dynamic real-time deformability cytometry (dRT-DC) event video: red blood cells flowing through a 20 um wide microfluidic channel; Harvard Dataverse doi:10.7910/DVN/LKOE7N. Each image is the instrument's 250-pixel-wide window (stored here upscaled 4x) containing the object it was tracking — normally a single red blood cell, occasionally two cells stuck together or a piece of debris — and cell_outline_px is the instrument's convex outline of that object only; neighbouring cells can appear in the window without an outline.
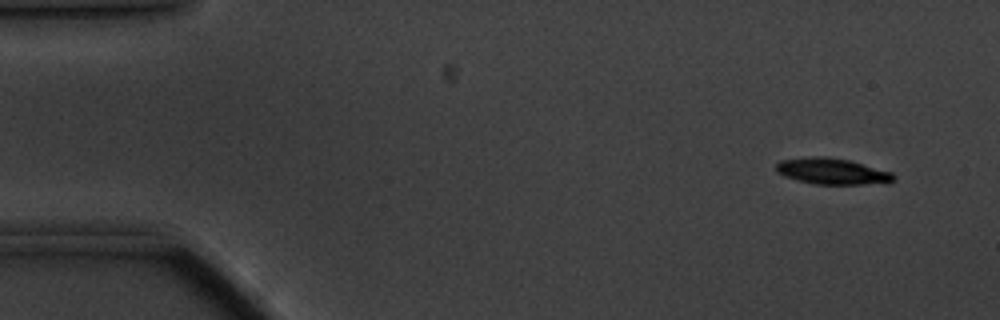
{"species": "common noctule bat (a hibernating species)", "species_latin": "Nyctalus noctula", "temperature_condition": "cold", "stored_images_in_passage": 57, "camera_frame_rate_fps": 3000, "um_per_image_px": 0.085, "animal": {"sex": "male", "body_mass_g": 20.1, "forearm_length_mm": 53.5}, "frame": {"image": 1, "passage_image": 4, "time_ms": 1.0, "image_size_px": [1000, 320], "cell_outline_px": [[896, 180], [888, 184], [816, 184], [796, 180], [784, 176], [776, 172], [776, 164], [780, 160], [812, 156], [828, 156], [848, 160], [892, 172], [896, 176]], "centroid_in_image_um": [70.77, 14.57], "position_along_channel_um": 14.2, "area_um2": 18.15}}
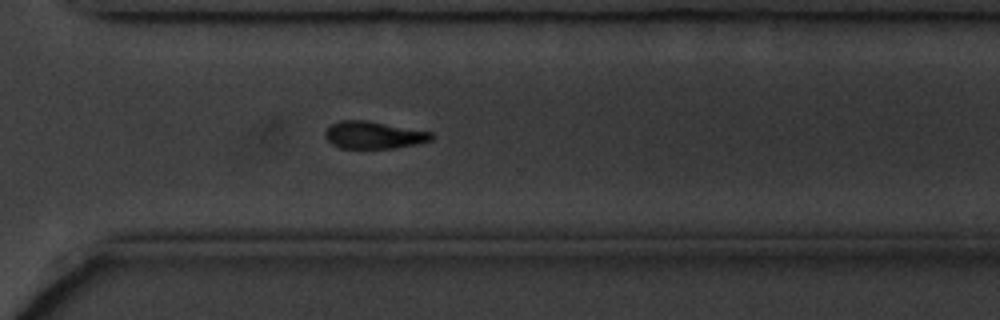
{"frame": {"image": 2, "passage_image": 41, "time_ms": 13.333, "image_size_px": [1000, 320], "cell_outline_px": [[436, 136], [432, 140], [416, 144], [392, 148], [340, 148], [332, 144], [324, 136], [324, 132], [332, 124], [340, 120], [364, 120], [432, 132]], "centroid_in_image_um": [31.77, 11.48], "position_along_channel_um": 338.8, "area_um2": 16.82}}
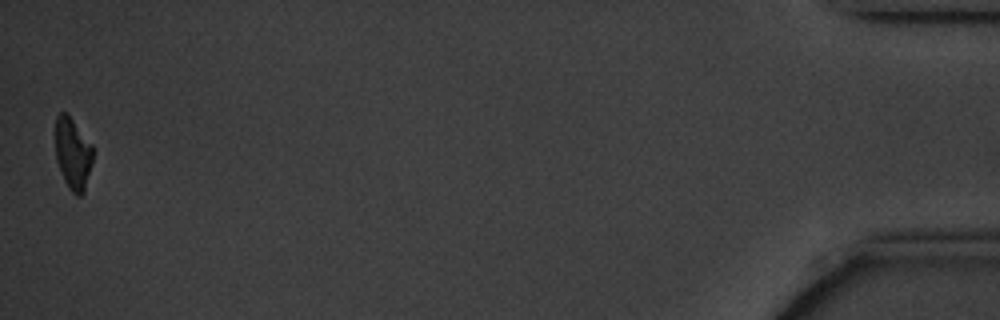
{"frame": {"image": 3, "passage_image": 57, "time_ms": 18.667, "image_size_px": [1000, 320], "cell_outline_px": [[92, 164], [84, 192], [80, 196], [76, 196], [68, 188], [64, 180], [56, 160], [56, 116], [60, 112], [64, 112], [72, 120], [92, 144]], "centroid_in_image_um": [6.19, 13.1], "position_along_channel_um": 429.0, "area_um2": 15.49}, "authors_computed_cell_mechanics": {"area_um2": 18.0336, "velocity_mm_per_s": 3.4532, "shape_relaxation_time_tau1_ms": 2.6863, "shape_relaxation_time_tau2_ms": null, "deformation_change_tau1": 0.1531, "deformation_change_tau2": null}}